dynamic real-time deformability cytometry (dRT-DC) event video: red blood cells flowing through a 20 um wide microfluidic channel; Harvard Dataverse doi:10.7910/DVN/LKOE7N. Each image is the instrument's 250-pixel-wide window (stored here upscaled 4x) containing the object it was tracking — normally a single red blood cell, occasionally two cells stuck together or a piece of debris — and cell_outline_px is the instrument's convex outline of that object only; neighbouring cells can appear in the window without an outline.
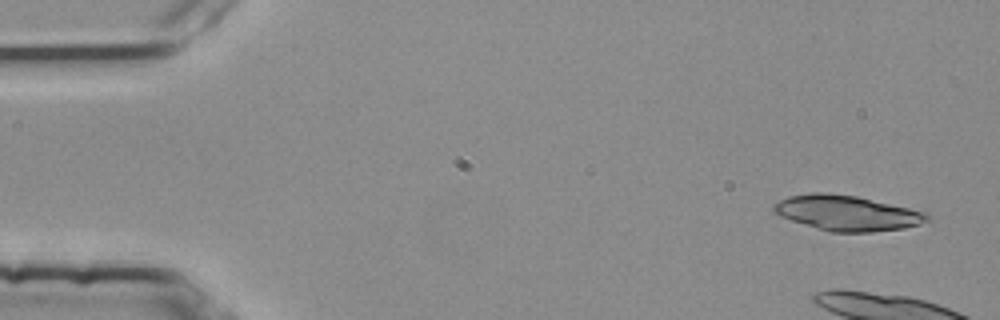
{"species": "common noctule bat (a hibernating species)", "species_latin": "Nyctalus noctula", "temperature_condition": "room temperature", "stored_images_in_passage": 5, "camera_frame_rate_fps": 3000, "um_per_image_px": 0.085, "animal": {"sex": "female", "body_mass_g": 25.1}, "frame": {"image": 1, "passage_image": 1, "time_ms": 0.0, "image_size_px": [1000, 320], "cell_outline_px": [[932, 216], [928, 220], [920, 224], [904, 228], [872, 232], [832, 232], [792, 220], [780, 216], [772, 212], [772, 208], [780, 200], [788, 196], [812, 192], [824, 192], [856, 196], [928, 212]], "centroid_in_image_um": [72.03, 18.1], "position_along_channel_um": 13.0, "area_um2": 31.39}}